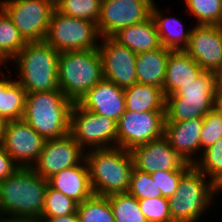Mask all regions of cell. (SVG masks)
Returning a JSON list of instances; mask_svg holds the SVG:
<instances>
[{"label":"cell","mask_w":222,"mask_h":222,"mask_svg":"<svg viewBox=\"0 0 222 222\" xmlns=\"http://www.w3.org/2000/svg\"><path fill=\"white\" fill-rule=\"evenodd\" d=\"M48 185L32 167H19L0 181V215L40 219Z\"/></svg>","instance_id":"cell-1"},{"label":"cell","mask_w":222,"mask_h":222,"mask_svg":"<svg viewBox=\"0 0 222 222\" xmlns=\"http://www.w3.org/2000/svg\"><path fill=\"white\" fill-rule=\"evenodd\" d=\"M86 152L85 161L94 195L107 197L128 191L134 168L130 151L114 147Z\"/></svg>","instance_id":"cell-2"},{"label":"cell","mask_w":222,"mask_h":222,"mask_svg":"<svg viewBox=\"0 0 222 222\" xmlns=\"http://www.w3.org/2000/svg\"><path fill=\"white\" fill-rule=\"evenodd\" d=\"M73 102L58 90L27 93L23 120L45 140L70 133Z\"/></svg>","instance_id":"cell-3"},{"label":"cell","mask_w":222,"mask_h":222,"mask_svg":"<svg viewBox=\"0 0 222 222\" xmlns=\"http://www.w3.org/2000/svg\"><path fill=\"white\" fill-rule=\"evenodd\" d=\"M59 52L44 41L27 42L12 59L15 61L16 81L27 93L58 90Z\"/></svg>","instance_id":"cell-4"},{"label":"cell","mask_w":222,"mask_h":222,"mask_svg":"<svg viewBox=\"0 0 222 222\" xmlns=\"http://www.w3.org/2000/svg\"><path fill=\"white\" fill-rule=\"evenodd\" d=\"M102 79V59L98 49L59 53V89L73 103H78Z\"/></svg>","instance_id":"cell-5"},{"label":"cell","mask_w":222,"mask_h":222,"mask_svg":"<svg viewBox=\"0 0 222 222\" xmlns=\"http://www.w3.org/2000/svg\"><path fill=\"white\" fill-rule=\"evenodd\" d=\"M217 185L194 165L181 177L175 193L168 198L173 222H196L217 196Z\"/></svg>","instance_id":"cell-6"},{"label":"cell","mask_w":222,"mask_h":222,"mask_svg":"<svg viewBox=\"0 0 222 222\" xmlns=\"http://www.w3.org/2000/svg\"><path fill=\"white\" fill-rule=\"evenodd\" d=\"M217 104L213 72L203 71L195 80L166 97L165 122L203 118Z\"/></svg>","instance_id":"cell-7"},{"label":"cell","mask_w":222,"mask_h":222,"mask_svg":"<svg viewBox=\"0 0 222 222\" xmlns=\"http://www.w3.org/2000/svg\"><path fill=\"white\" fill-rule=\"evenodd\" d=\"M97 23L81 18L52 12L45 41L59 53L98 49Z\"/></svg>","instance_id":"cell-8"},{"label":"cell","mask_w":222,"mask_h":222,"mask_svg":"<svg viewBox=\"0 0 222 222\" xmlns=\"http://www.w3.org/2000/svg\"><path fill=\"white\" fill-rule=\"evenodd\" d=\"M70 134L85 150L117 147V122L74 103L70 114Z\"/></svg>","instance_id":"cell-9"},{"label":"cell","mask_w":222,"mask_h":222,"mask_svg":"<svg viewBox=\"0 0 222 222\" xmlns=\"http://www.w3.org/2000/svg\"><path fill=\"white\" fill-rule=\"evenodd\" d=\"M8 15L27 42L44 41L55 5L48 0H0Z\"/></svg>","instance_id":"cell-10"},{"label":"cell","mask_w":222,"mask_h":222,"mask_svg":"<svg viewBox=\"0 0 222 222\" xmlns=\"http://www.w3.org/2000/svg\"><path fill=\"white\" fill-rule=\"evenodd\" d=\"M165 111L126 110L117 122V147L133 148L164 136Z\"/></svg>","instance_id":"cell-11"},{"label":"cell","mask_w":222,"mask_h":222,"mask_svg":"<svg viewBox=\"0 0 222 222\" xmlns=\"http://www.w3.org/2000/svg\"><path fill=\"white\" fill-rule=\"evenodd\" d=\"M154 0H102L97 28L101 37H112L121 28L147 20Z\"/></svg>","instance_id":"cell-12"},{"label":"cell","mask_w":222,"mask_h":222,"mask_svg":"<svg viewBox=\"0 0 222 222\" xmlns=\"http://www.w3.org/2000/svg\"><path fill=\"white\" fill-rule=\"evenodd\" d=\"M84 159L85 150L68 133L59 138L47 139L32 168L48 180L56 173L80 164Z\"/></svg>","instance_id":"cell-13"},{"label":"cell","mask_w":222,"mask_h":222,"mask_svg":"<svg viewBox=\"0 0 222 222\" xmlns=\"http://www.w3.org/2000/svg\"><path fill=\"white\" fill-rule=\"evenodd\" d=\"M100 43L98 51L102 59L103 78L121 88L136 84L137 54L112 37H101Z\"/></svg>","instance_id":"cell-14"},{"label":"cell","mask_w":222,"mask_h":222,"mask_svg":"<svg viewBox=\"0 0 222 222\" xmlns=\"http://www.w3.org/2000/svg\"><path fill=\"white\" fill-rule=\"evenodd\" d=\"M45 139L23 119L8 121L0 144L19 167H32L39 159Z\"/></svg>","instance_id":"cell-15"},{"label":"cell","mask_w":222,"mask_h":222,"mask_svg":"<svg viewBox=\"0 0 222 222\" xmlns=\"http://www.w3.org/2000/svg\"><path fill=\"white\" fill-rule=\"evenodd\" d=\"M130 152L134 168L149 174L156 171L190 169L193 166L170 146L164 136L139 145Z\"/></svg>","instance_id":"cell-16"},{"label":"cell","mask_w":222,"mask_h":222,"mask_svg":"<svg viewBox=\"0 0 222 222\" xmlns=\"http://www.w3.org/2000/svg\"><path fill=\"white\" fill-rule=\"evenodd\" d=\"M194 25L184 50L204 71L213 72L222 63V25Z\"/></svg>","instance_id":"cell-17"},{"label":"cell","mask_w":222,"mask_h":222,"mask_svg":"<svg viewBox=\"0 0 222 222\" xmlns=\"http://www.w3.org/2000/svg\"><path fill=\"white\" fill-rule=\"evenodd\" d=\"M78 104L88 111L118 122L126 111L124 88L103 78L79 100Z\"/></svg>","instance_id":"cell-18"},{"label":"cell","mask_w":222,"mask_h":222,"mask_svg":"<svg viewBox=\"0 0 222 222\" xmlns=\"http://www.w3.org/2000/svg\"><path fill=\"white\" fill-rule=\"evenodd\" d=\"M202 125L203 118L164 123V137L168 140L170 146L191 165H194L201 156L200 135ZM195 155H198V157Z\"/></svg>","instance_id":"cell-19"},{"label":"cell","mask_w":222,"mask_h":222,"mask_svg":"<svg viewBox=\"0 0 222 222\" xmlns=\"http://www.w3.org/2000/svg\"><path fill=\"white\" fill-rule=\"evenodd\" d=\"M49 185L78 204L90 198L93 191L85 159L78 165L66 168L48 179Z\"/></svg>","instance_id":"cell-20"},{"label":"cell","mask_w":222,"mask_h":222,"mask_svg":"<svg viewBox=\"0 0 222 222\" xmlns=\"http://www.w3.org/2000/svg\"><path fill=\"white\" fill-rule=\"evenodd\" d=\"M204 70L185 50H171L166 63L163 92L167 97L195 80Z\"/></svg>","instance_id":"cell-21"},{"label":"cell","mask_w":222,"mask_h":222,"mask_svg":"<svg viewBox=\"0 0 222 222\" xmlns=\"http://www.w3.org/2000/svg\"><path fill=\"white\" fill-rule=\"evenodd\" d=\"M112 38L136 54L162 46L156 24L151 16L143 22L121 28Z\"/></svg>","instance_id":"cell-22"},{"label":"cell","mask_w":222,"mask_h":222,"mask_svg":"<svg viewBox=\"0 0 222 222\" xmlns=\"http://www.w3.org/2000/svg\"><path fill=\"white\" fill-rule=\"evenodd\" d=\"M170 51L171 49L161 46L152 51L138 53L136 57L137 83L154 85L163 89Z\"/></svg>","instance_id":"cell-23"},{"label":"cell","mask_w":222,"mask_h":222,"mask_svg":"<svg viewBox=\"0 0 222 222\" xmlns=\"http://www.w3.org/2000/svg\"><path fill=\"white\" fill-rule=\"evenodd\" d=\"M156 5L154 3L152 6L151 17L156 24L161 45L171 50H184L188 46L192 28L186 30L181 18L164 15Z\"/></svg>","instance_id":"cell-24"},{"label":"cell","mask_w":222,"mask_h":222,"mask_svg":"<svg viewBox=\"0 0 222 222\" xmlns=\"http://www.w3.org/2000/svg\"><path fill=\"white\" fill-rule=\"evenodd\" d=\"M124 95L128 111H166V96L157 86L136 83L124 88Z\"/></svg>","instance_id":"cell-25"},{"label":"cell","mask_w":222,"mask_h":222,"mask_svg":"<svg viewBox=\"0 0 222 222\" xmlns=\"http://www.w3.org/2000/svg\"><path fill=\"white\" fill-rule=\"evenodd\" d=\"M0 73L2 76L0 116L8 121L23 119L27 92L15 79H7L5 72Z\"/></svg>","instance_id":"cell-26"},{"label":"cell","mask_w":222,"mask_h":222,"mask_svg":"<svg viewBox=\"0 0 222 222\" xmlns=\"http://www.w3.org/2000/svg\"><path fill=\"white\" fill-rule=\"evenodd\" d=\"M27 41L8 15L0 8V56L8 63L25 46Z\"/></svg>","instance_id":"cell-27"},{"label":"cell","mask_w":222,"mask_h":222,"mask_svg":"<svg viewBox=\"0 0 222 222\" xmlns=\"http://www.w3.org/2000/svg\"><path fill=\"white\" fill-rule=\"evenodd\" d=\"M79 222H115L108 197L92 195L78 204Z\"/></svg>","instance_id":"cell-28"},{"label":"cell","mask_w":222,"mask_h":222,"mask_svg":"<svg viewBox=\"0 0 222 222\" xmlns=\"http://www.w3.org/2000/svg\"><path fill=\"white\" fill-rule=\"evenodd\" d=\"M115 222H148L142 213L138 200L128 192L107 196Z\"/></svg>","instance_id":"cell-29"},{"label":"cell","mask_w":222,"mask_h":222,"mask_svg":"<svg viewBox=\"0 0 222 222\" xmlns=\"http://www.w3.org/2000/svg\"><path fill=\"white\" fill-rule=\"evenodd\" d=\"M187 14L203 25H222V0H183Z\"/></svg>","instance_id":"cell-30"},{"label":"cell","mask_w":222,"mask_h":222,"mask_svg":"<svg viewBox=\"0 0 222 222\" xmlns=\"http://www.w3.org/2000/svg\"><path fill=\"white\" fill-rule=\"evenodd\" d=\"M194 166L218 185L222 181V138L205 149Z\"/></svg>","instance_id":"cell-31"},{"label":"cell","mask_w":222,"mask_h":222,"mask_svg":"<svg viewBox=\"0 0 222 222\" xmlns=\"http://www.w3.org/2000/svg\"><path fill=\"white\" fill-rule=\"evenodd\" d=\"M102 0H60L55 9L67 16L96 22L99 19Z\"/></svg>","instance_id":"cell-32"},{"label":"cell","mask_w":222,"mask_h":222,"mask_svg":"<svg viewBox=\"0 0 222 222\" xmlns=\"http://www.w3.org/2000/svg\"><path fill=\"white\" fill-rule=\"evenodd\" d=\"M78 203L48 185L41 217H59L77 212Z\"/></svg>","instance_id":"cell-33"},{"label":"cell","mask_w":222,"mask_h":222,"mask_svg":"<svg viewBox=\"0 0 222 222\" xmlns=\"http://www.w3.org/2000/svg\"><path fill=\"white\" fill-rule=\"evenodd\" d=\"M222 138V108L217 104L203 117L200 135L201 154Z\"/></svg>","instance_id":"cell-34"},{"label":"cell","mask_w":222,"mask_h":222,"mask_svg":"<svg viewBox=\"0 0 222 222\" xmlns=\"http://www.w3.org/2000/svg\"><path fill=\"white\" fill-rule=\"evenodd\" d=\"M127 192L137 200L162 197L161 191L157 188L156 182L152 180L151 175L135 168L132 170Z\"/></svg>","instance_id":"cell-35"},{"label":"cell","mask_w":222,"mask_h":222,"mask_svg":"<svg viewBox=\"0 0 222 222\" xmlns=\"http://www.w3.org/2000/svg\"><path fill=\"white\" fill-rule=\"evenodd\" d=\"M140 209L148 222H173L168 198L157 197L138 200Z\"/></svg>","instance_id":"cell-36"},{"label":"cell","mask_w":222,"mask_h":222,"mask_svg":"<svg viewBox=\"0 0 222 222\" xmlns=\"http://www.w3.org/2000/svg\"><path fill=\"white\" fill-rule=\"evenodd\" d=\"M189 169H178L170 171H156L151 173V178L156 182L157 188L161 191L162 197L169 198L178 188L181 177Z\"/></svg>","instance_id":"cell-37"},{"label":"cell","mask_w":222,"mask_h":222,"mask_svg":"<svg viewBox=\"0 0 222 222\" xmlns=\"http://www.w3.org/2000/svg\"><path fill=\"white\" fill-rule=\"evenodd\" d=\"M18 168L19 166L13 161L12 157L0 145V181L5 180Z\"/></svg>","instance_id":"cell-38"},{"label":"cell","mask_w":222,"mask_h":222,"mask_svg":"<svg viewBox=\"0 0 222 222\" xmlns=\"http://www.w3.org/2000/svg\"><path fill=\"white\" fill-rule=\"evenodd\" d=\"M214 90L218 101L222 99V63L213 71Z\"/></svg>","instance_id":"cell-39"},{"label":"cell","mask_w":222,"mask_h":222,"mask_svg":"<svg viewBox=\"0 0 222 222\" xmlns=\"http://www.w3.org/2000/svg\"><path fill=\"white\" fill-rule=\"evenodd\" d=\"M41 222H79L77 213L59 217H41Z\"/></svg>","instance_id":"cell-40"},{"label":"cell","mask_w":222,"mask_h":222,"mask_svg":"<svg viewBox=\"0 0 222 222\" xmlns=\"http://www.w3.org/2000/svg\"><path fill=\"white\" fill-rule=\"evenodd\" d=\"M0 222H41L39 218L32 217H3L0 215Z\"/></svg>","instance_id":"cell-41"},{"label":"cell","mask_w":222,"mask_h":222,"mask_svg":"<svg viewBox=\"0 0 222 222\" xmlns=\"http://www.w3.org/2000/svg\"><path fill=\"white\" fill-rule=\"evenodd\" d=\"M7 124H8V120L4 118L3 116H0V144L3 141Z\"/></svg>","instance_id":"cell-42"},{"label":"cell","mask_w":222,"mask_h":222,"mask_svg":"<svg viewBox=\"0 0 222 222\" xmlns=\"http://www.w3.org/2000/svg\"><path fill=\"white\" fill-rule=\"evenodd\" d=\"M8 64H9V63H7V62L0 56V72L3 71L1 65H2L3 67H5V68L8 69V66H7Z\"/></svg>","instance_id":"cell-43"},{"label":"cell","mask_w":222,"mask_h":222,"mask_svg":"<svg viewBox=\"0 0 222 222\" xmlns=\"http://www.w3.org/2000/svg\"><path fill=\"white\" fill-rule=\"evenodd\" d=\"M217 188H218V192H222V181L217 185Z\"/></svg>","instance_id":"cell-44"},{"label":"cell","mask_w":222,"mask_h":222,"mask_svg":"<svg viewBox=\"0 0 222 222\" xmlns=\"http://www.w3.org/2000/svg\"><path fill=\"white\" fill-rule=\"evenodd\" d=\"M1 92H2V77L0 78V100H1Z\"/></svg>","instance_id":"cell-45"},{"label":"cell","mask_w":222,"mask_h":222,"mask_svg":"<svg viewBox=\"0 0 222 222\" xmlns=\"http://www.w3.org/2000/svg\"><path fill=\"white\" fill-rule=\"evenodd\" d=\"M51 1L54 5H56L60 0H48Z\"/></svg>","instance_id":"cell-46"},{"label":"cell","mask_w":222,"mask_h":222,"mask_svg":"<svg viewBox=\"0 0 222 222\" xmlns=\"http://www.w3.org/2000/svg\"><path fill=\"white\" fill-rule=\"evenodd\" d=\"M218 105L222 108V99L219 101Z\"/></svg>","instance_id":"cell-47"}]
</instances>
